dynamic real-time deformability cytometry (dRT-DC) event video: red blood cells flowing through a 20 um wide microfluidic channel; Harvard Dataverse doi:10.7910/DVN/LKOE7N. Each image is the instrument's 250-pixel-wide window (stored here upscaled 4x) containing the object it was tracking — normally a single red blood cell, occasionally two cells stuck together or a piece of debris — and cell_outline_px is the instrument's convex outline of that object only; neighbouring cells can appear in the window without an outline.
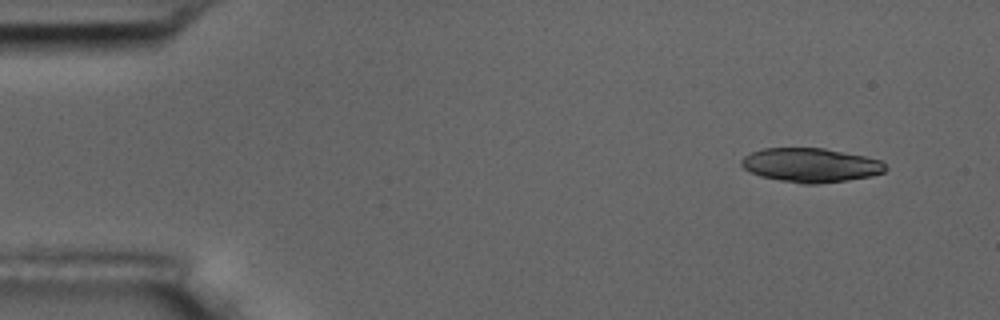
{"species": "common noctule bat (a hibernating species)", "species_latin": "Nyctalus noctula", "temperature_condition": "room temperature", "stored_images_in_passage": 7, "segment_of_instrument_passage": [1, 2], "camera_frame_rate_fps": 3000, "um_per_image_px": 0.085, "animal": {"sex": "male", "body_mass_g": 17.5, "forearm_length_mm": 52.3}, "frame": {"image": 1, "passage_image": 1, "time_ms": 0.0, "image_size_px": [1000, 320], "cell_outline_px": [[888, 168], [884, 172], [872, 176], [848, 180], [820, 184], [804, 184], [780, 180], [760, 176], [744, 168], [740, 164], [740, 160], [744, 156], [752, 152], [764, 148], [824, 148], [864, 156], [880, 160]], "centroid_in_image_um": [68.92, 14.04], "position_along_channel_um": 16.1, "area_um2": 28.61}}
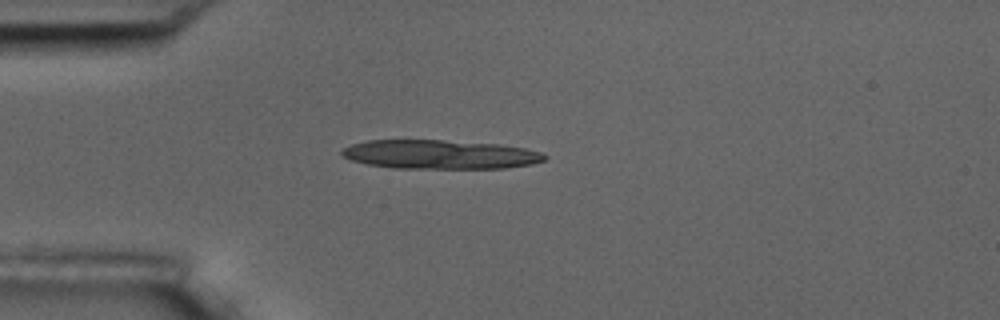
{"frame": {"image": 2, "passage_image": 4, "time_ms": 3.333, "image_size_px": [1000, 320], "cell_outline_px": [[548, 156], [544, 160], [532, 164], [504, 168], [392, 168], [368, 164], [352, 160], [340, 156], [340, 152], [344, 148], [352, 144], [368, 140], [440, 140], [500, 144], [524, 148], [544, 152]], "centroid_in_image_um": [37.4, 13.13], "position_along_channel_um": 47.6, "area_um2": 34.33}}